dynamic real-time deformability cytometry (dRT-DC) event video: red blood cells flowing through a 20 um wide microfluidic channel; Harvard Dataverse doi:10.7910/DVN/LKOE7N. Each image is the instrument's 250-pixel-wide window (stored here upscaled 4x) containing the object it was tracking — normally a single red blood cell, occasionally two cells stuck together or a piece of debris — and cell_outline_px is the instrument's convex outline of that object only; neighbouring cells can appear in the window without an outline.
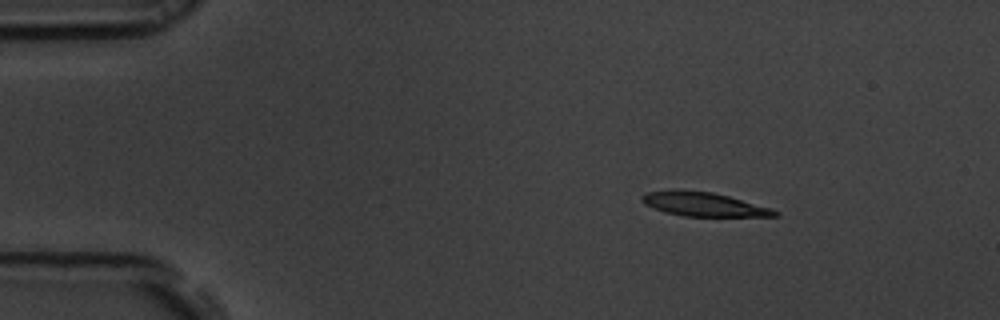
{"species": "common noctule bat (a hibernating species)", "species_latin": "Nyctalus noctula", "temperature_condition": "room temperature", "stored_images_in_passage": 48, "camera_frame_rate_fps": 3000, "um_per_image_px": 0.085, "animal": {"sex": "male", "body_mass_g": 19.5, "forearm_length_mm": 54.6}, "frame": {"image": 1, "passage_image": 1, "time_ms": 0.0, "image_size_px": [1000, 320], "cell_outline_px": [[780, 216], [684, 216], [664, 212], [644, 204], [640, 200], [640, 196], [648, 192], [712, 192], [728, 196], [772, 208], [780, 212]], "centroid_in_image_um": [59.88, 17.4], "position_along_channel_um": 25.1, "area_um2": 17.86}}
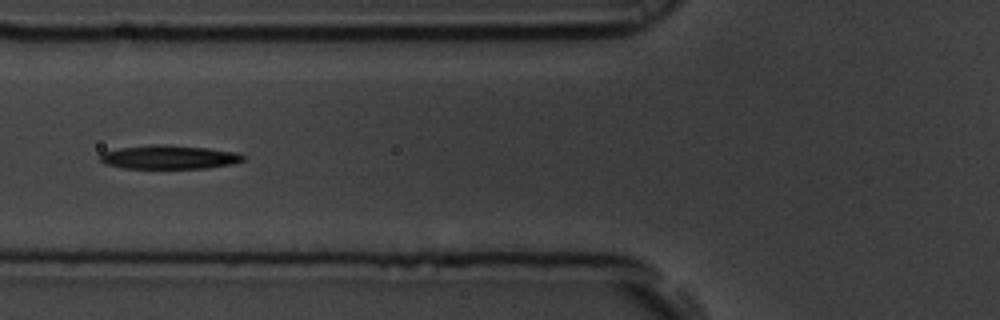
{"frame": {"image": 2, "passage_image": 14, "time_ms": 4.333, "image_size_px": [1000, 320], "cell_outline_px": [[244, 160], [232, 164], [208, 168], [120, 168], [104, 164], [100, 160], [100, 152], [120, 148], [152, 144], [164, 144], [208, 148], [236, 152], [244, 156]], "centroid_in_image_um": [14.33, 13.35], "position_along_channel_um": 111.5, "area_um2": 19.94}}
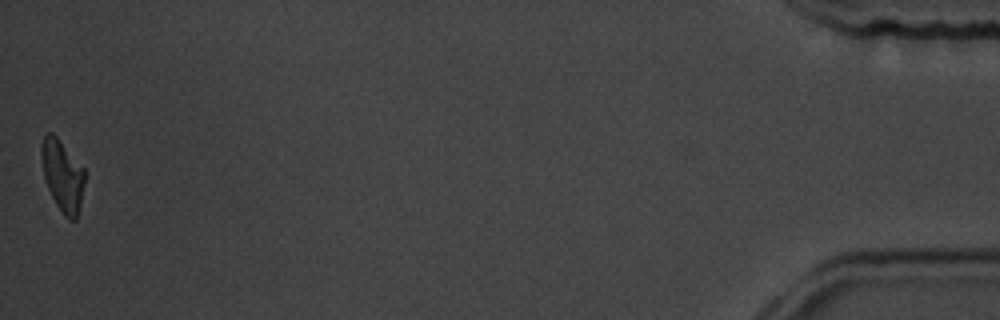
{"frame": {"image": 3, "passage_image": 48, "time_ms": 15.667, "image_size_px": [1000, 320], "cell_outline_px": [[84, 184], [80, 204], [76, 220], [68, 220], [64, 216], [56, 204], [48, 188], [44, 176], [40, 156], [40, 144], [44, 136], [48, 132], [52, 132], [56, 136], [84, 168]], "centroid_in_image_um": [5.29, 14.91], "position_along_channel_um": 429.9, "area_um2": 17.92}, "authors_computed_cell_mechanics": {"area_um2": 19.6809, "velocity_mm_per_s": 3.6598, "shape_relaxation_time_tau1_ms": 3.2186, "shape_relaxation_time_tau2_ms": 7.8757, "deformation_change_tau1": 0.1778, "deformation_change_tau2": 0.1673}}